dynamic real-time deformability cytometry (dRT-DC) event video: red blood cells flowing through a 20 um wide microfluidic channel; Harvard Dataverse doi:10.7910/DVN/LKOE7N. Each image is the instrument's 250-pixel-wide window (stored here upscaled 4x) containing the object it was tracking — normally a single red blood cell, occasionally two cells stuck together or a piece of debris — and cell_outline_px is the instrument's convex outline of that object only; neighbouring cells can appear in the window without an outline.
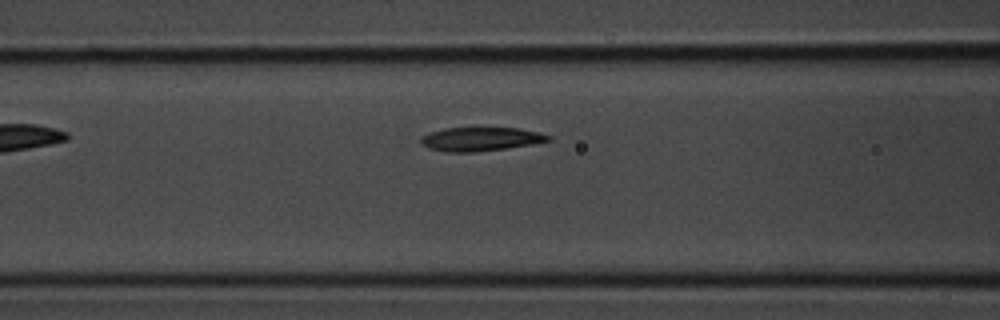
{"species": "common noctule bat (a hibernating species)", "species_latin": "Nyctalus noctula", "temperature_condition": "room temperature", "stored_images_in_passage": 4, "camera_frame_rate_fps": 3000, "um_per_image_px": 0.085, "animal": {"sex": "male", "body_mass_g": 20.1, "forearm_length_mm": 53.5}, "frame": {"image": 1, "passage_image": 4, "time_ms": 1.0, "image_size_px": [1000, 320], "cell_outline_px": [[552, 140], [532, 144], [476, 152], [448, 152], [428, 148], [420, 144], [420, 136], [428, 132], [444, 128], [520, 128], [540, 132], [552, 136]], "centroid_in_image_um": [40.83, 11.81], "position_along_channel_um": 125.8, "area_um2": 17.8}}